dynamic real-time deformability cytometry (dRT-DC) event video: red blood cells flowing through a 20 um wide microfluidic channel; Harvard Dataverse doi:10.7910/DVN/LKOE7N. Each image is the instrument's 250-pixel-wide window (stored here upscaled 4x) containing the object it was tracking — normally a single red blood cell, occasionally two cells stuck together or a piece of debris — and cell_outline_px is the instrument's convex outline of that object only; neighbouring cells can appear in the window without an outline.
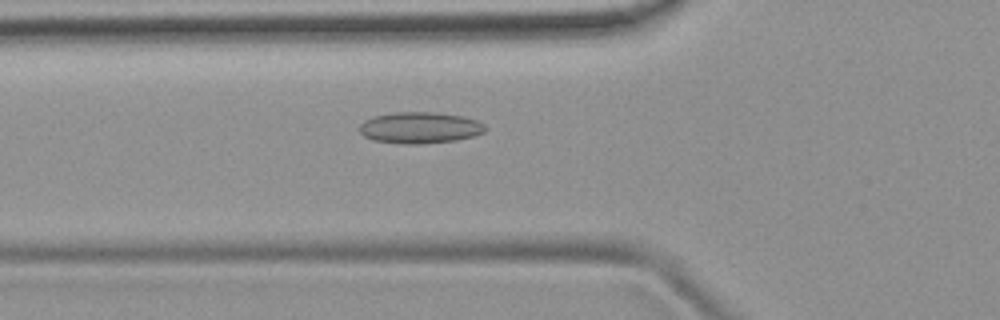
{"species": "common noctule bat (a hibernating species)", "species_latin": "Nyctalus noctula", "temperature_condition": "room temperature", "stored_images_in_passage": 39, "camera_frame_rate_fps": 3000, "um_per_image_px": 0.085, "animal": {"sex": "female", "body_mass_g": 19.9}, "frame": {"image": 1, "passage_image": 9, "time_ms": 2.667, "image_size_px": [1000, 320], "cell_outline_px": [[484, 132], [476, 136], [456, 140], [420, 144], [404, 144], [372, 140], [364, 136], [360, 132], [360, 124], [364, 120], [372, 116], [396, 112], [436, 112], [464, 116], [476, 120], [484, 124]], "centroid_in_image_um": [35.68, 10.85], "position_along_channel_um": 90.1, "area_um2": 23.12}}
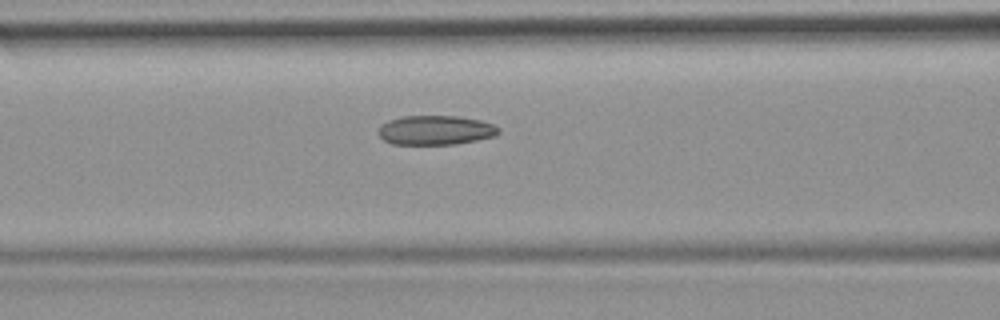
{"frame": {"image": 2, "passage_image": 12, "time_ms": 3.667, "image_size_px": [1000, 320], "cell_outline_px": [[500, 132], [496, 136], [456, 144], [392, 144], [384, 140], [376, 132], [388, 120], [404, 116], [460, 116], [480, 120], [492, 124], [500, 128]], "centroid_in_image_um": [37.04, 11.06], "position_along_channel_um": 129.6, "area_um2": 20.58}}
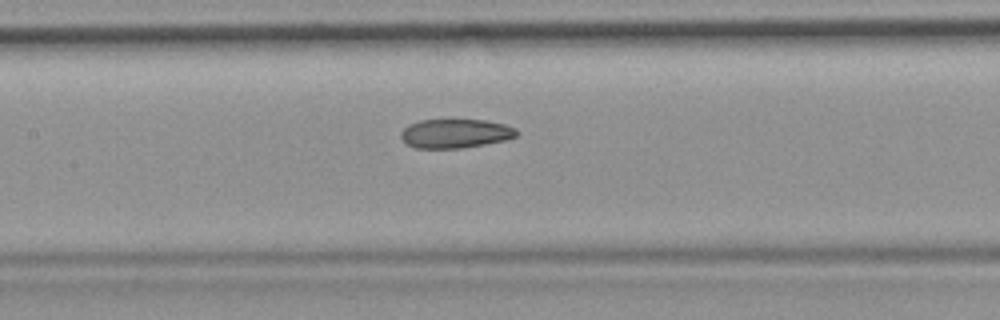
{"frame": {"image": 3, "passage_image": 15, "time_ms": 4.667, "image_size_px": [1000, 320], "cell_outline_px": [[520, 132], [516, 136], [508, 140], [460, 148], [416, 148], [408, 144], [400, 136], [400, 132], [408, 124], [420, 120], [484, 120], [504, 124], [516, 128]], "centroid_in_image_um": [38.73, 11.34], "position_along_channel_um": 168.7, "area_um2": 19.59}}